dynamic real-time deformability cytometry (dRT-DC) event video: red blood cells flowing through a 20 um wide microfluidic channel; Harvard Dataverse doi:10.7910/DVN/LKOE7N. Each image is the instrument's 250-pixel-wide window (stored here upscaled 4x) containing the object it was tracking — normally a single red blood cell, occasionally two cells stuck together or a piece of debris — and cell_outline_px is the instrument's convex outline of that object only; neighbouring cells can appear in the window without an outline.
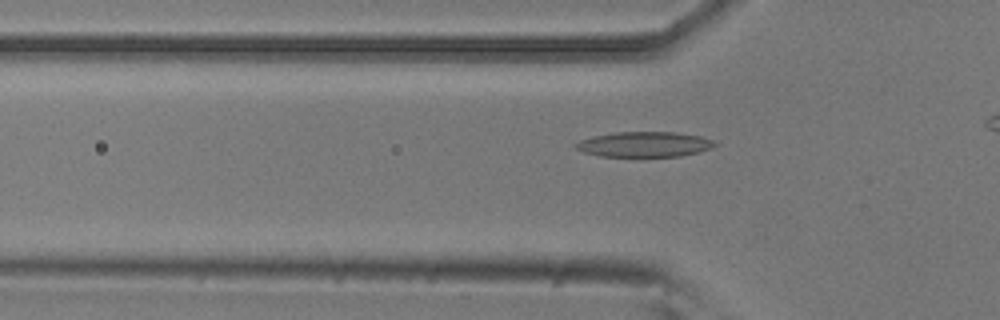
{"species": "common noctule bat (a hibernating species)", "species_latin": "Nyctalus noctula", "temperature_condition": "room temperature", "stored_images_in_passage": 35, "camera_frame_rate_fps": 3000, "um_per_image_px": 0.085, "animal": {"sex": "male", "body_mass_g": 20.5, "forearm_length_mm": 52.5}, "frame": {"image": 1, "passage_image": 11, "time_ms": 3.333, "image_size_px": [1000, 320], "cell_outline_px": [[716, 144], [712, 148], [700, 152], [680, 156], [600, 156], [584, 152], [576, 148], [572, 144], [580, 140], [592, 136], [616, 132], [676, 132], [700, 136], [712, 140]], "centroid_in_image_um": [54.76, 12.26], "position_along_channel_um": 71.0, "area_um2": 20.4}}
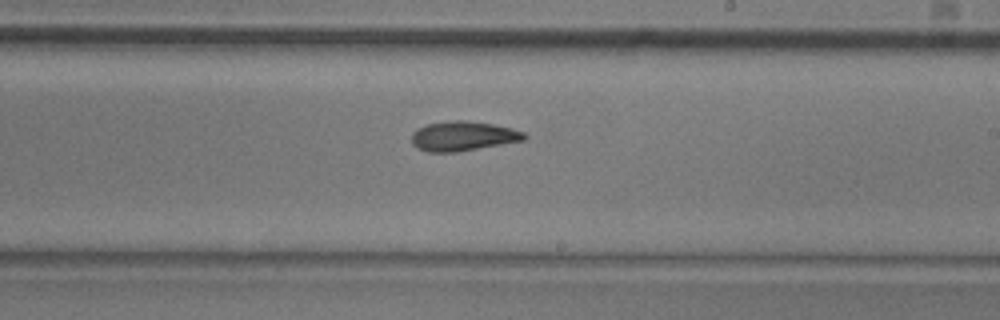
{"frame": {"image": 2, "passage_image": 25, "time_ms": 8.0, "image_size_px": [1000, 320], "cell_outline_px": [[528, 136], [524, 140], [456, 152], [428, 152], [416, 148], [412, 144], [412, 132], [416, 128], [428, 124], [456, 120], [464, 120], [492, 124], [512, 128], [524, 132]], "centroid_in_image_um": [39.33, 11.57], "position_along_channel_um": 249.7, "area_um2": 19.36}}
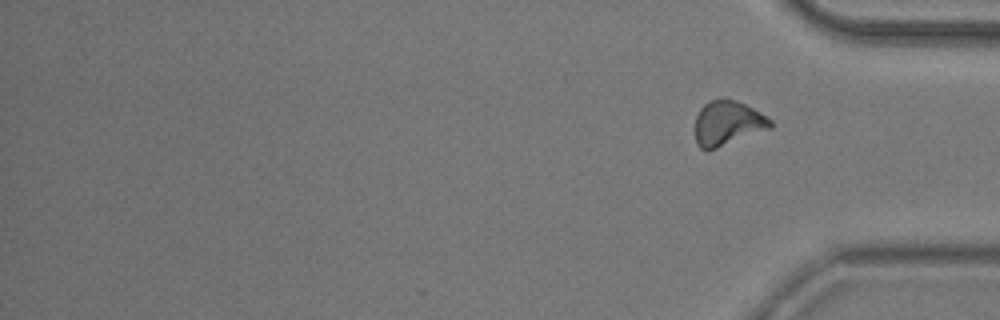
{"frame": {"image": 3, "passage_image": 35, "time_ms": 11.333, "image_size_px": [1000, 320], "cell_outline_px": [[772, 128], [716, 148], [700, 148], [696, 144], [696, 116], [700, 108], [704, 104], [712, 100], [724, 96], [736, 100], [760, 112], [772, 120]], "centroid_in_image_um": [61.86, 10.43], "position_along_channel_um": 373.3, "area_um2": 19.54}, "authors_computed_cell_mechanics": {"area_um2": 19.3052, "velocity_mm_per_s": 3.8137, "shape_relaxation_time_tau1_ms": 4.3313, "shape_relaxation_time_tau2_ms": 4.6828, "deformation_change_tau1": 0.1419, "deformation_change_tau2": 0.1194}}